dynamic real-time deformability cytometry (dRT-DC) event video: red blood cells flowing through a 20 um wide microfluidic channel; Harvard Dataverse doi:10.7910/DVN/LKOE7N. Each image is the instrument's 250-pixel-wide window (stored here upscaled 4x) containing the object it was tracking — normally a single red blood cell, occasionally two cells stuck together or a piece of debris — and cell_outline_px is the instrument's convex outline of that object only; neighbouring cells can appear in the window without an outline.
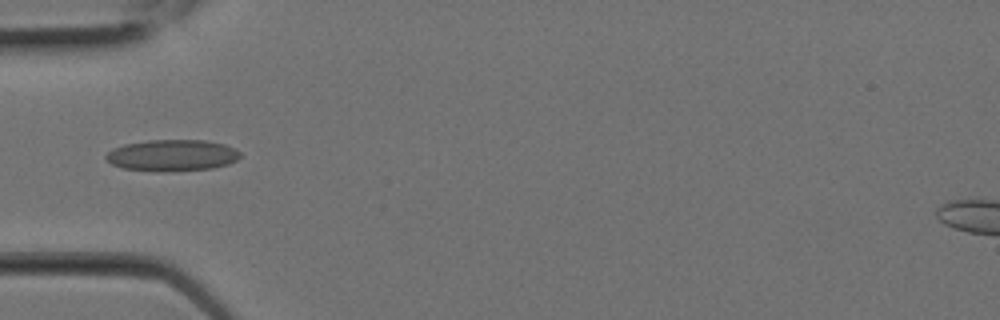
{"species": "Egyptian fruit bat (a non-hibernating species)", "species_latin": "Rousettus aegyptiacus", "temperature_condition": "room temperature", "stored_images_in_passage": 2, "camera_frame_rate_fps": 3000, "um_per_image_px": 0.085, "animal": {"sex": "female"}, "frame": {"image": 1, "passage_image": 2, "time_ms": 0.333, "image_size_px": [1000, 320], "cell_outline_px": [[240, 156], [236, 160], [228, 164], [212, 168], [160, 172], [156, 172], [124, 168], [112, 164], [104, 156], [112, 148], [124, 144], [148, 140], [204, 140], [224, 144], [240, 152]], "centroid_in_image_um": [14.6, 13.2], "position_along_channel_um": 70.4, "area_um2": 24.57}}